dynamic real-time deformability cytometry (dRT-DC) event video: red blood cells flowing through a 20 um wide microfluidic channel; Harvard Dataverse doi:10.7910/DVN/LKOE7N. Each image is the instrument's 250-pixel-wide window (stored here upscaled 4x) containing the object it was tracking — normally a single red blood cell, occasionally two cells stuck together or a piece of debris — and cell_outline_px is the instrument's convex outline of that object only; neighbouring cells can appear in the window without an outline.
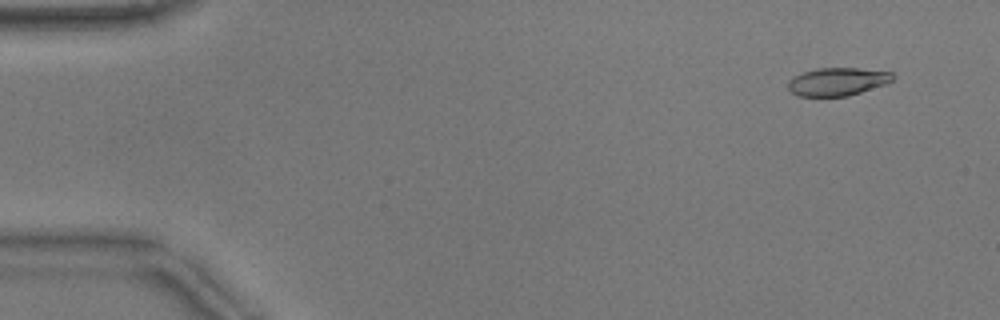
{"species": "common noctule bat (a hibernating species)", "species_latin": "Nyctalus noctula", "temperature_condition": "warm", "stored_images_in_passage": 54, "camera_frame_rate_fps": 3000, "um_per_image_px": 0.085, "animal": {"sex": "male", "body_mass_g": 17.9}, "frame": {"image": 1, "passage_image": 4, "time_ms": 1.0, "image_size_px": [1000, 320], "cell_outline_px": [[896, 76], [888, 84], [848, 96], [800, 96], [792, 92], [788, 88], [788, 80], [792, 76], [816, 68], [860, 68], [892, 72]], "centroid_in_image_um": [71.22, 6.93], "position_along_channel_um": 13.8, "area_um2": 17.28}}
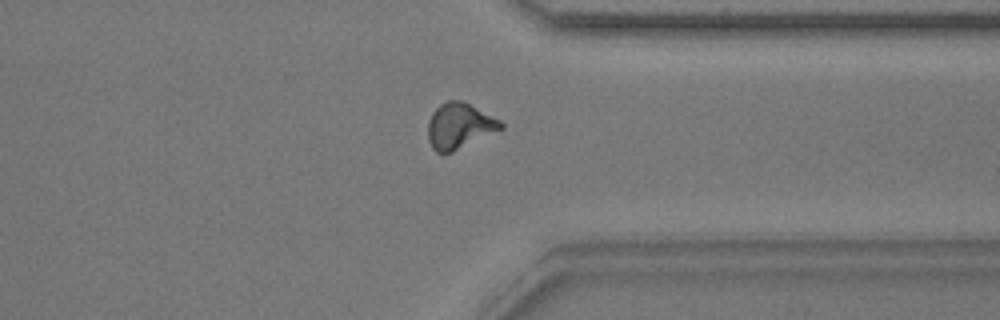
{"frame": {"image": 2, "passage_image": 41, "time_ms": 13.333, "image_size_px": [1000, 320], "cell_outline_px": [[504, 128], [444, 156], [436, 152], [432, 148], [428, 140], [428, 120], [432, 112], [440, 104], [448, 100], [464, 100], [500, 120], [504, 124]], "centroid_in_image_um": [39.03, 10.71], "position_along_channel_um": 372.4, "area_um2": 19.77}}
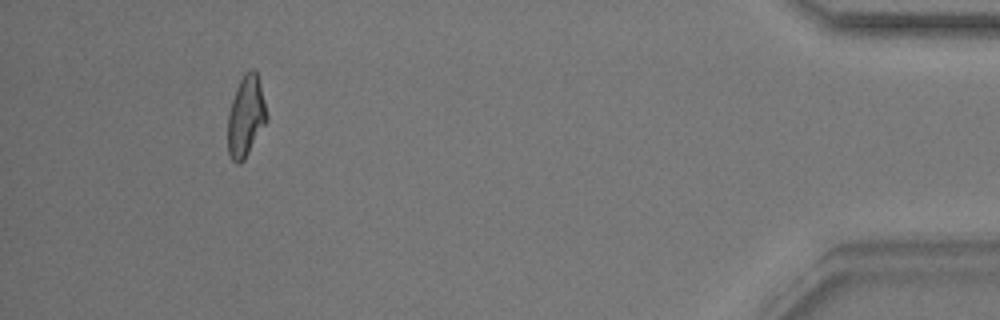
{"frame": {"image": 3, "passage_image": 49, "time_ms": 16.0, "image_size_px": [1000, 320], "cell_outline_px": [[268, 120], [244, 160], [240, 164], [236, 164], [232, 160], [228, 152], [228, 112], [236, 88], [244, 72], [252, 68], [256, 72], [260, 84], [268, 116]], "centroid_in_image_um": [20.9, 9.9], "position_along_channel_um": 414.3, "area_um2": 18.38}}